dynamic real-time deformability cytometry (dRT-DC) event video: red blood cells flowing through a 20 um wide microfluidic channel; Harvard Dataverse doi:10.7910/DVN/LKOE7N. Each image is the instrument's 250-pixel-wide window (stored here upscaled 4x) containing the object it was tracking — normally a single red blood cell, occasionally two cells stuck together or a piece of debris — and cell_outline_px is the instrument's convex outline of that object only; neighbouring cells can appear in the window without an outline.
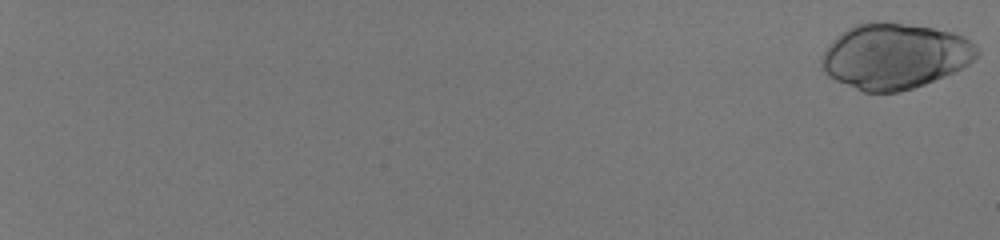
{"species": "human", "species_latin": "Homo sapiens", "temperature_condition": "room temperature", "stored_images_in_passage": 58, "camera_frame_rate_fps": 3000, "um_per_image_px": 0.085, "donor": {"sex": "male"}, "frame": {"image": 1, "passage_image": 1, "time_ms": 0.0, "image_size_px": [1000, 240], "cell_outline_px": [[980, 52], [968, 64], [944, 76], [924, 84], [900, 92], [864, 92], [836, 80], [828, 76], [824, 72], [820, 64], [820, 60], [828, 44], [836, 36], [848, 28], [856, 24], [868, 20], [884, 20], [932, 28], [952, 32], [964, 36], [976, 44], [980, 48]], "centroid_in_image_um": [76.04, 4.74], "position_along_channel_um": 9.0, "area_um2": 59.71}}
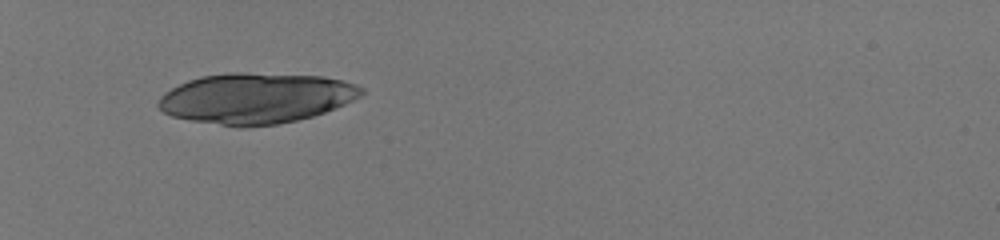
{"frame": {"image": 2, "passage_image": 25, "time_ms": 8.0, "image_size_px": [1000, 240], "cell_outline_px": [[364, 92], [360, 96], [336, 108], [312, 116], [296, 120], [276, 124], [248, 128], [240, 128], [192, 120], [172, 116], [164, 112], [156, 104], [160, 96], [164, 92], [188, 80], [200, 76], [232, 72], [240, 72], [324, 76], [344, 80], [356, 84], [364, 88]], "centroid_in_image_um": [21.76, 8.35], "position_along_channel_um": 63.2, "area_um2": 60.05}}